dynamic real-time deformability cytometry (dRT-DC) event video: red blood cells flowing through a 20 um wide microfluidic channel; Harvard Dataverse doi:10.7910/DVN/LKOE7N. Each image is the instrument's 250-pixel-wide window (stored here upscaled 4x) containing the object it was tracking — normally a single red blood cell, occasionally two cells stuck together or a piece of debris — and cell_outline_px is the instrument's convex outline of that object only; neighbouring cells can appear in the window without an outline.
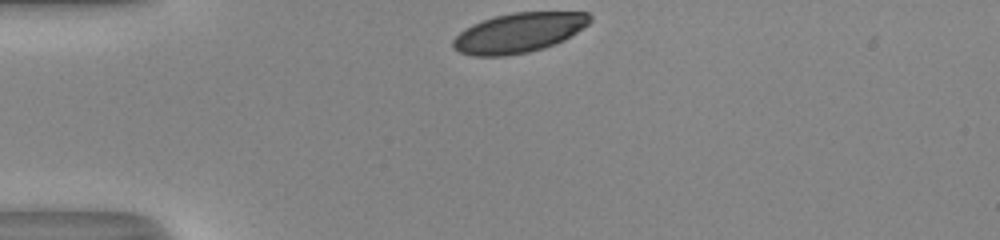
{"species": "human", "species_latin": "Homo sapiens", "temperature_condition": "room temperature", "stored_images_in_passage": 30, "camera_frame_rate_fps": 3000, "um_per_image_px": 0.085, "donor": {"sex": "male"}, "frame": {"image": 1, "passage_image": 1, "time_ms": 0.0, "image_size_px": [1000, 240], "cell_outline_px": [[592, 20], [588, 24], [564, 40], [544, 48], [528, 52], [504, 56], [472, 56], [460, 52], [452, 48], [452, 40], [464, 28], [472, 24], [496, 16], [512, 12], [588, 12], [592, 16]], "centroid_in_image_um": [44.08, 2.78], "position_along_channel_um": 40.9, "area_um2": 31.67}}
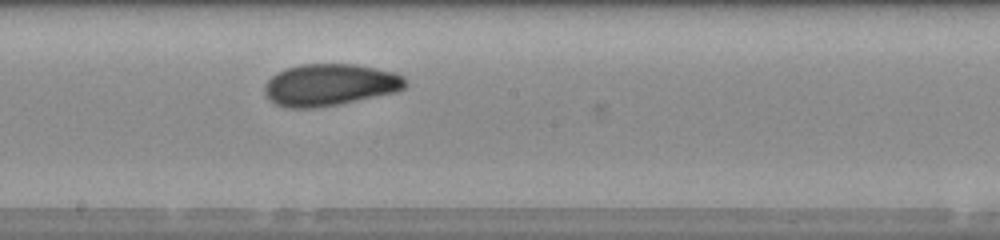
{"frame": {"image": 2, "passage_image": 17, "time_ms": 5.333, "image_size_px": [1000, 240], "cell_outline_px": [[408, 84], [400, 92], [340, 104], [316, 108], [292, 108], [276, 104], [268, 100], [264, 92], [264, 88], [268, 80], [276, 72], [284, 68], [300, 64], [356, 64], [396, 72], [404, 76]], "centroid_in_image_um": [28.08, 7.21], "position_along_channel_um": 220.1, "area_um2": 34.97}}
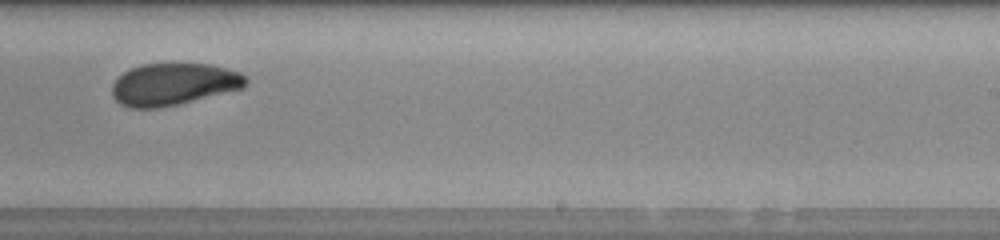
{"frame": {"image": 3, "passage_image": 21, "time_ms": 6.667, "image_size_px": [1000, 240], "cell_outline_px": [[248, 84], [244, 88], [176, 104], [156, 108], [132, 108], [120, 104], [112, 96], [112, 84], [124, 72], [132, 68], [144, 64], [172, 60], [208, 64], [240, 72], [248, 76]], "centroid_in_image_um": [14.78, 7.11], "position_along_channel_um": 274.2, "area_um2": 33.47}, "authors_computed_cell_mechanics": {"area_um2": 34.1598, "velocity_mm_per_s": 4.0649, "shape_relaxation_time_tau1_ms": 4.421, "shape_relaxation_time_tau2_ms": 1.053, "deformation_change_tau1": 0.1298, "deformation_change_tau2": 0.0425}}